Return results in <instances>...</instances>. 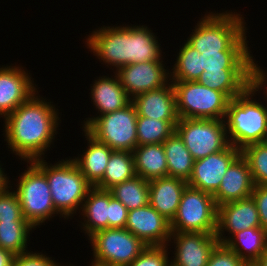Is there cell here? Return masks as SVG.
<instances>
[{"label":"cell","mask_w":267,"mask_h":266,"mask_svg":"<svg viewBox=\"0 0 267 266\" xmlns=\"http://www.w3.org/2000/svg\"><path fill=\"white\" fill-rule=\"evenodd\" d=\"M244 266H259L256 262H246Z\"/></svg>","instance_id":"obj_45"},{"label":"cell","mask_w":267,"mask_h":266,"mask_svg":"<svg viewBox=\"0 0 267 266\" xmlns=\"http://www.w3.org/2000/svg\"><path fill=\"white\" fill-rule=\"evenodd\" d=\"M254 183L246 159L240 154L228 167L220 187L213 195L216 205L238 201L250 197Z\"/></svg>","instance_id":"obj_18"},{"label":"cell","mask_w":267,"mask_h":266,"mask_svg":"<svg viewBox=\"0 0 267 266\" xmlns=\"http://www.w3.org/2000/svg\"><path fill=\"white\" fill-rule=\"evenodd\" d=\"M263 143H264L265 145H267V132H266L265 138H264V140H263Z\"/></svg>","instance_id":"obj_48"},{"label":"cell","mask_w":267,"mask_h":266,"mask_svg":"<svg viewBox=\"0 0 267 266\" xmlns=\"http://www.w3.org/2000/svg\"><path fill=\"white\" fill-rule=\"evenodd\" d=\"M88 37V47L105 64L115 66L116 71L130 64V26L102 27Z\"/></svg>","instance_id":"obj_11"},{"label":"cell","mask_w":267,"mask_h":266,"mask_svg":"<svg viewBox=\"0 0 267 266\" xmlns=\"http://www.w3.org/2000/svg\"><path fill=\"white\" fill-rule=\"evenodd\" d=\"M249 51L202 52V68L207 72L221 69H253L254 60Z\"/></svg>","instance_id":"obj_30"},{"label":"cell","mask_w":267,"mask_h":266,"mask_svg":"<svg viewBox=\"0 0 267 266\" xmlns=\"http://www.w3.org/2000/svg\"><path fill=\"white\" fill-rule=\"evenodd\" d=\"M1 166H0V192L4 191L8 186V177H6V175H4L3 169L1 170Z\"/></svg>","instance_id":"obj_43"},{"label":"cell","mask_w":267,"mask_h":266,"mask_svg":"<svg viewBox=\"0 0 267 266\" xmlns=\"http://www.w3.org/2000/svg\"><path fill=\"white\" fill-rule=\"evenodd\" d=\"M260 227L259 213L252 196L217 206V238H221L225 230L233 236L244 229Z\"/></svg>","instance_id":"obj_17"},{"label":"cell","mask_w":267,"mask_h":266,"mask_svg":"<svg viewBox=\"0 0 267 266\" xmlns=\"http://www.w3.org/2000/svg\"><path fill=\"white\" fill-rule=\"evenodd\" d=\"M8 188L0 192V221H27L23 217L18 195Z\"/></svg>","instance_id":"obj_36"},{"label":"cell","mask_w":267,"mask_h":266,"mask_svg":"<svg viewBox=\"0 0 267 266\" xmlns=\"http://www.w3.org/2000/svg\"><path fill=\"white\" fill-rule=\"evenodd\" d=\"M83 208V209H82ZM85 219L83 230L90 237L100 230L108 228L109 218V190L92 186L81 206Z\"/></svg>","instance_id":"obj_25"},{"label":"cell","mask_w":267,"mask_h":266,"mask_svg":"<svg viewBox=\"0 0 267 266\" xmlns=\"http://www.w3.org/2000/svg\"><path fill=\"white\" fill-rule=\"evenodd\" d=\"M176 95L178 118L224 119L229 101L225 93L197 81H171Z\"/></svg>","instance_id":"obj_6"},{"label":"cell","mask_w":267,"mask_h":266,"mask_svg":"<svg viewBox=\"0 0 267 266\" xmlns=\"http://www.w3.org/2000/svg\"><path fill=\"white\" fill-rule=\"evenodd\" d=\"M46 176L55 210L64 218L76 213L83 205L92 185L86 180L71 159L63 160L55 165H47L44 159L32 161Z\"/></svg>","instance_id":"obj_4"},{"label":"cell","mask_w":267,"mask_h":266,"mask_svg":"<svg viewBox=\"0 0 267 266\" xmlns=\"http://www.w3.org/2000/svg\"><path fill=\"white\" fill-rule=\"evenodd\" d=\"M251 196L257 206L261 227L267 232V185H254Z\"/></svg>","instance_id":"obj_40"},{"label":"cell","mask_w":267,"mask_h":266,"mask_svg":"<svg viewBox=\"0 0 267 266\" xmlns=\"http://www.w3.org/2000/svg\"><path fill=\"white\" fill-rule=\"evenodd\" d=\"M115 77H101L92 86L91 97L101 115L123 109L132 102L117 74Z\"/></svg>","instance_id":"obj_22"},{"label":"cell","mask_w":267,"mask_h":266,"mask_svg":"<svg viewBox=\"0 0 267 266\" xmlns=\"http://www.w3.org/2000/svg\"><path fill=\"white\" fill-rule=\"evenodd\" d=\"M128 209L109 190L108 228H125Z\"/></svg>","instance_id":"obj_39"},{"label":"cell","mask_w":267,"mask_h":266,"mask_svg":"<svg viewBox=\"0 0 267 266\" xmlns=\"http://www.w3.org/2000/svg\"><path fill=\"white\" fill-rule=\"evenodd\" d=\"M35 95L5 117L6 141L13 153L27 162L41 159L59 125L55 106Z\"/></svg>","instance_id":"obj_1"},{"label":"cell","mask_w":267,"mask_h":266,"mask_svg":"<svg viewBox=\"0 0 267 266\" xmlns=\"http://www.w3.org/2000/svg\"><path fill=\"white\" fill-rule=\"evenodd\" d=\"M136 176L150 181L168 177V165L163 144H145L133 150Z\"/></svg>","instance_id":"obj_24"},{"label":"cell","mask_w":267,"mask_h":266,"mask_svg":"<svg viewBox=\"0 0 267 266\" xmlns=\"http://www.w3.org/2000/svg\"><path fill=\"white\" fill-rule=\"evenodd\" d=\"M211 14V15H210ZM195 26L186 41L200 54L202 52L248 51L244 22L240 14L210 13Z\"/></svg>","instance_id":"obj_3"},{"label":"cell","mask_w":267,"mask_h":266,"mask_svg":"<svg viewBox=\"0 0 267 266\" xmlns=\"http://www.w3.org/2000/svg\"><path fill=\"white\" fill-rule=\"evenodd\" d=\"M85 136L89 146L81 155L82 158L72 159L86 180L95 186L104 176L112 149L91 136L85 129Z\"/></svg>","instance_id":"obj_23"},{"label":"cell","mask_w":267,"mask_h":266,"mask_svg":"<svg viewBox=\"0 0 267 266\" xmlns=\"http://www.w3.org/2000/svg\"><path fill=\"white\" fill-rule=\"evenodd\" d=\"M204 86L225 93L230 99L242 94L253 84V69L203 71L197 80Z\"/></svg>","instance_id":"obj_21"},{"label":"cell","mask_w":267,"mask_h":266,"mask_svg":"<svg viewBox=\"0 0 267 266\" xmlns=\"http://www.w3.org/2000/svg\"><path fill=\"white\" fill-rule=\"evenodd\" d=\"M125 229L147 246H164L171 241L170 221L150 204L128 211Z\"/></svg>","instance_id":"obj_13"},{"label":"cell","mask_w":267,"mask_h":266,"mask_svg":"<svg viewBox=\"0 0 267 266\" xmlns=\"http://www.w3.org/2000/svg\"><path fill=\"white\" fill-rule=\"evenodd\" d=\"M32 228L28 221H0V247L14 256L27 253V238Z\"/></svg>","instance_id":"obj_32"},{"label":"cell","mask_w":267,"mask_h":266,"mask_svg":"<svg viewBox=\"0 0 267 266\" xmlns=\"http://www.w3.org/2000/svg\"><path fill=\"white\" fill-rule=\"evenodd\" d=\"M241 155L249 165L254 185H267V145H247L241 150Z\"/></svg>","instance_id":"obj_35"},{"label":"cell","mask_w":267,"mask_h":266,"mask_svg":"<svg viewBox=\"0 0 267 266\" xmlns=\"http://www.w3.org/2000/svg\"><path fill=\"white\" fill-rule=\"evenodd\" d=\"M266 73L254 63L253 84L242 94L229 101L225 120L231 138L229 143L242 150L254 143H263L267 132V107L252 100V96L265 86ZM251 98V99H250ZM227 117V119H226ZM231 139V140H230Z\"/></svg>","instance_id":"obj_2"},{"label":"cell","mask_w":267,"mask_h":266,"mask_svg":"<svg viewBox=\"0 0 267 266\" xmlns=\"http://www.w3.org/2000/svg\"><path fill=\"white\" fill-rule=\"evenodd\" d=\"M217 205L213 195L187 186L177 213L170 222L171 232H204L215 234Z\"/></svg>","instance_id":"obj_8"},{"label":"cell","mask_w":267,"mask_h":266,"mask_svg":"<svg viewBox=\"0 0 267 266\" xmlns=\"http://www.w3.org/2000/svg\"><path fill=\"white\" fill-rule=\"evenodd\" d=\"M246 262L225 244L218 243L212 250L206 266H244Z\"/></svg>","instance_id":"obj_38"},{"label":"cell","mask_w":267,"mask_h":266,"mask_svg":"<svg viewBox=\"0 0 267 266\" xmlns=\"http://www.w3.org/2000/svg\"><path fill=\"white\" fill-rule=\"evenodd\" d=\"M46 255L40 253L27 252L15 256V266H61Z\"/></svg>","instance_id":"obj_41"},{"label":"cell","mask_w":267,"mask_h":266,"mask_svg":"<svg viewBox=\"0 0 267 266\" xmlns=\"http://www.w3.org/2000/svg\"><path fill=\"white\" fill-rule=\"evenodd\" d=\"M7 266H15V257Z\"/></svg>","instance_id":"obj_47"},{"label":"cell","mask_w":267,"mask_h":266,"mask_svg":"<svg viewBox=\"0 0 267 266\" xmlns=\"http://www.w3.org/2000/svg\"><path fill=\"white\" fill-rule=\"evenodd\" d=\"M241 150L229 145L226 149L196 160L188 186L214 195L220 187L224 174Z\"/></svg>","instance_id":"obj_12"},{"label":"cell","mask_w":267,"mask_h":266,"mask_svg":"<svg viewBox=\"0 0 267 266\" xmlns=\"http://www.w3.org/2000/svg\"><path fill=\"white\" fill-rule=\"evenodd\" d=\"M92 266H110V265H105V264L92 262Z\"/></svg>","instance_id":"obj_46"},{"label":"cell","mask_w":267,"mask_h":266,"mask_svg":"<svg viewBox=\"0 0 267 266\" xmlns=\"http://www.w3.org/2000/svg\"><path fill=\"white\" fill-rule=\"evenodd\" d=\"M137 115L157 120H178L176 95L173 84L147 91L132 99Z\"/></svg>","instance_id":"obj_19"},{"label":"cell","mask_w":267,"mask_h":266,"mask_svg":"<svg viewBox=\"0 0 267 266\" xmlns=\"http://www.w3.org/2000/svg\"><path fill=\"white\" fill-rule=\"evenodd\" d=\"M178 120H157L138 116L137 138L138 146L145 144H162L175 132Z\"/></svg>","instance_id":"obj_33"},{"label":"cell","mask_w":267,"mask_h":266,"mask_svg":"<svg viewBox=\"0 0 267 266\" xmlns=\"http://www.w3.org/2000/svg\"><path fill=\"white\" fill-rule=\"evenodd\" d=\"M136 176L133 152L113 150L103 178L95 187L109 190Z\"/></svg>","instance_id":"obj_28"},{"label":"cell","mask_w":267,"mask_h":266,"mask_svg":"<svg viewBox=\"0 0 267 266\" xmlns=\"http://www.w3.org/2000/svg\"><path fill=\"white\" fill-rule=\"evenodd\" d=\"M172 237L176 243L175 258L170 262L173 266H206L219 243L215 234L204 232H172Z\"/></svg>","instance_id":"obj_15"},{"label":"cell","mask_w":267,"mask_h":266,"mask_svg":"<svg viewBox=\"0 0 267 266\" xmlns=\"http://www.w3.org/2000/svg\"><path fill=\"white\" fill-rule=\"evenodd\" d=\"M162 62L161 60L133 63L122 66L116 71L125 92L129 97L132 96L131 99L168 84L169 72H166Z\"/></svg>","instance_id":"obj_14"},{"label":"cell","mask_w":267,"mask_h":266,"mask_svg":"<svg viewBox=\"0 0 267 266\" xmlns=\"http://www.w3.org/2000/svg\"><path fill=\"white\" fill-rule=\"evenodd\" d=\"M168 165V177L188 181L193 170L194 158L179 135L174 132L163 143Z\"/></svg>","instance_id":"obj_27"},{"label":"cell","mask_w":267,"mask_h":266,"mask_svg":"<svg viewBox=\"0 0 267 266\" xmlns=\"http://www.w3.org/2000/svg\"><path fill=\"white\" fill-rule=\"evenodd\" d=\"M166 248L167 245L146 246L140 255L127 266H168L170 260Z\"/></svg>","instance_id":"obj_37"},{"label":"cell","mask_w":267,"mask_h":266,"mask_svg":"<svg viewBox=\"0 0 267 266\" xmlns=\"http://www.w3.org/2000/svg\"><path fill=\"white\" fill-rule=\"evenodd\" d=\"M161 50L156 36L143 26L131 27L130 64L160 61Z\"/></svg>","instance_id":"obj_29"},{"label":"cell","mask_w":267,"mask_h":266,"mask_svg":"<svg viewBox=\"0 0 267 266\" xmlns=\"http://www.w3.org/2000/svg\"><path fill=\"white\" fill-rule=\"evenodd\" d=\"M225 123L223 119L179 118L175 132L196 161L230 145Z\"/></svg>","instance_id":"obj_7"},{"label":"cell","mask_w":267,"mask_h":266,"mask_svg":"<svg viewBox=\"0 0 267 266\" xmlns=\"http://www.w3.org/2000/svg\"><path fill=\"white\" fill-rule=\"evenodd\" d=\"M14 255L0 247V266H7L13 259Z\"/></svg>","instance_id":"obj_42"},{"label":"cell","mask_w":267,"mask_h":266,"mask_svg":"<svg viewBox=\"0 0 267 266\" xmlns=\"http://www.w3.org/2000/svg\"><path fill=\"white\" fill-rule=\"evenodd\" d=\"M28 163L31 165L20 176L15 193L23 217L35 228L59 213L55 210L45 174L33 162Z\"/></svg>","instance_id":"obj_9"},{"label":"cell","mask_w":267,"mask_h":266,"mask_svg":"<svg viewBox=\"0 0 267 266\" xmlns=\"http://www.w3.org/2000/svg\"><path fill=\"white\" fill-rule=\"evenodd\" d=\"M259 266H267V248L265 252L255 261Z\"/></svg>","instance_id":"obj_44"},{"label":"cell","mask_w":267,"mask_h":266,"mask_svg":"<svg viewBox=\"0 0 267 266\" xmlns=\"http://www.w3.org/2000/svg\"><path fill=\"white\" fill-rule=\"evenodd\" d=\"M217 239L220 244H225L245 262H255L267 248V232L262 227L244 229L234 234L232 239L231 237L227 239L225 236Z\"/></svg>","instance_id":"obj_26"},{"label":"cell","mask_w":267,"mask_h":266,"mask_svg":"<svg viewBox=\"0 0 267 266\" xmlns=\"http://www.w3.org/2000/svg\"><path fill=\"white\" fill-rule=\"evenodd\" d=\"M170 77L174 81H197L204 71L202 68L201 54L187 42L179 51ZM173 73V74H172Z\"/></svg>","instance_id":"obj_34"},{"label":"cell","mask_w":267,"mask_h":266,"mask_svg":"<svg viewBox=\"0 0 267 266\" xmlns=\"http://www.w3.org/2000/svg\"><path fill=\"white\" fill-rule=\"evenodd\" d=\"M187 181L175 177L149 181V204L170 222L175 217Z\"/></svg>","instance_id":"obj_20"},{"label":"cell","mask_w":267,"mask_h":266,"mask_svg":"<svg viewBox=\"0 0 267 266\" xmlns=\"http://www.w3.org/2000/svg\"><path fill=\"white\" fill-rule=\"evenodd\" d=\"M95 263L127 266L146 248L139 238L125 228H107L89 237Z\"/></svg>","instance_id":"obj_10"},{"label":"cell","mask_w":267,"mask_h":266,"mask_svg":"<svg viewBox=\"0 0 267 266\" xmlns=\"http://www.w3.org/2000/svg\"><path fill=\"white\" fill-rule=\"evenodd\" d=\"M31 79L19 67L0 68V115L7 117L36 92Z\"/></svg>","instance_id":"obj_16"},{"label":"cell","mask_w":267,"mask_h":266,"mask_svg":"<svg viewBox=\"0 0 267 266\" xmlns=\"http://www.w3.org/2000/svg\"><path fill=\"white\" fill-rule=\"evenodd\" d=\"M137 118L136 107L131 102L118 111L89 118L83 127L112 150L133 152L138 146Z\"/></svg>","instance_id":"obj_5"},{"label":"cell","mask_w":267,"mask_h":266,"mask_svg":"<svg viewBox=\"0 0 267 266\" xmlns=\"http://www.w3.org/2000/svg\"><path fill=\"white\" fill-rule=\"evenodd\" d=\"M128 211L149 204V181L142 177L134 178L118 183L109 189Z\"/></svg>","instance_id":"obj_31"}]
</instances>
